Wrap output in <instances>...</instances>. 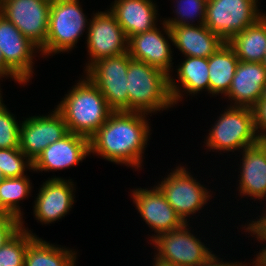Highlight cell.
Here are the masks:
<instances>
[{
  "mask_svg": "<svg viewBox=\"0 0 266 266\" xmlns=\"http://www.w3.org/2000/svg\"><path fill=\"white\" fill-rule=\"evenodd\" d=\"M21 221V229L0 248V266H24L29 243L36 237Z\"/></svg>",
  "mask_w": 266,
  "mask_h": 266,
  "instance_id": "27",
  "label": "cell"
},
{
  "mask_svg": "<svg viewBox=\"0 0 266 266\" xmlns=\"http://www.w3.org/2000/svg\"><path fill=\"white\" fill-rule=\"evenodd\" d=\"M1 98H2V95H1V89H0V110L6 106L4 103H2L3 98L2 99Z\"/></svg>",
  "mask_w": 266,
  "mask_h": 266,
  "instance_id": "38",
  "label": "cell"
},
{
  "mask_svg": "<svg viewBox=\"0 0 266 266\" xmlns=\"http://www.w3.org/2000/svg\"><path fill=\"white\" fill-rule=\"evenodd\" d=\"M157 5L152 0H115L109 11L124 30L127 38L154 29Z\"/></svg>",
  "mask_w": 266,
  "mask_h": 266,
  "instance_id": "20",
  "label": "cell"
},
{
  "mask_svg": "<svg viewBox=\"0 0 266 266\" xmlns=\"http://www.w3.org/2000/svg\"><path fill=\"white\" fill-rule=\"evenodd\" d=\"M87 48L90 60L85 71L97 60L128 52V38L109 11L96 12L90 19L87 30Z\"/></svg>",
  "mask_w": 266,
  "mask_h": 266,
  "instance_id": "13",
  "label": "cell"
},
{
  "mask_svg": "<svg viewBox=\"0 0 266 266\" xmlns=\"http://www.w3.org/2000/svg\"><path fill=\"white\" fill-rule=\"evenodd\" d=\"M88 20L79 0H52L47 40L39 52L44 56L69 52L88 30Z\"/></svg>",
  "mask_w": 266,
  "mask_h": 266,
  "instance_id": "4",
  "label": "cell"
},
{
  "mask_svg": "<svg viewBox=\"0 0 266 266\" xmlns=\"http://www.w3.org/2000/svg\"><path fill=\"white\" fill-rule=\"evenodd\" d=\"M129 111L154 113L174 106L170 94V76L129 55L127 72Z\"/></svg>",
  "mask_w": 266,
  "mask_h": 266,
  "instance_id": "3",
  "label": "cell"
},
{
  "mask_svg": "<svg viewBox=\"0 0 266 266\" xmlns=\"http://www.w3.org/2000/svg\"><path fill=\"white\" fill-rule=\"evenodd\" d=\"M129 52L118 56L101 58L85 72L97 86L113 111H129L127 72Z\"/></svg>",
  "mask_w": 266,
  "mask_h": 266,
  "instance_id": "8",
  "label": "cell"
},
{
  "mask_svg": "<svg viewBox=\"0 0 266 266\" xmlns=\"http://www.w3.org/2000/svg\"><path fill=\"white\" fill-rule=\"evenodd\" d=\"M21 229V220L12 215L0 213V248Z\"/></svg>",
  "mask_w": 266,
  "mask_h": 266,
  "instance_id": "31",
  "label": "cell"
},
{
  "mask_svg": "<svg viewBox=\"0 0 266 266\" xmlns=\"http://www.w3.org/2000/svg\"><path fill=\"white\" fill-rule=\"evenodd\" d=\"M220 114L206 138L207 149L234 152L257 144L258 138L252 108L228 106Z\"/></svg>",
  "mask_w": 266,
  "mask_h": 266,
  "instance_id": "5",
  "label": "cell"
},
{
  "mask_svg": "<svg viewBox=\"0 0 266 266\" xmlns=\"http://www.w3.org/2000/svg\"><path fill=\"white\" fill-rule=\"evenodd\" d=\"M76 252L35 237L28 245L24 266H75Z\"/></svg>",
  "mask_w": 266,
  "mask_h": 266,
  "instance_id": "24",
  "label": "cell"
},
{
  "mask_svg": "<svg viewBox=\"0 0 266 266\" xmlns=\"http://www.w3.org/2000/svg\"><path fill=\"white\" fill-rule=\"evenodd\" d=\"M6 177L2 174L1 170H0V183L5 179Z\"/></svg>",
  "mask_w": 266,
  "mask_h": 266,
  "instance_id": "40",
  "label": "cell"
},
{
  "mask_svg": "<svg viewBox=\"0 0 266 266\" xmlns=\"http://www.w3.org/2000/svg\"><path fill=\"white\" fill-rule=\"evenodd\" d=\"M252 110L256 134L260 140H263L266 137V94Z\"/></svg>",
  "mask_w": 266,
  "mask_h": 266,
  "instance_id": "32",
  "label": "cell"
},
{
  "mask_svg": "<svg viewBox=\"0 0 266 266\" xmlns=\"http://www.w3.org/2000/svg\"><path fill=\"white\" fill-rule=\"evenodd\" d=\"M207 1L208 0H176L177 8L176 6L174 7L176 9V17L165 19L164 22L168 27L193 25L194 20H197V24L202 25L205 22ZM197 18H199V21Z\"/></svg>",
  "mask_w": 266,
  "mask_h": 266,
  "instance_id": "28",
  "label": "cell"
},
{
  "mask_svg": "<svg viewBox=\"0 0 266 266\" xmlns=\"http://www.w3.org/2000/svg\"><path fill=\"white\" fill-rule=\"evenodd\" d=\"M34 205V216L42 224L59 221L72 208L74 184L64 178L53 177L43 182Z\"/></svg>",
  "mask_w": 266,
  "mask_h": 266,
  "instance_id": "17",
  "label": "cell"
},
{
  "mask_svg": "<svg viewBox=\"0 0 266 266\" xmlns=\"http://www.w3.org/2000/svg\"><path fill=\"white\" fill-rule=\"evenodd\" d=\"M145 114L113 111L89 138L90 153L116 164L141 168L143 153L150 138V125Z\"/></svg>",
  "mask_w": 266,
  "mask_h": 266,
  "instance_id": "1",
  "label": "cell"
},
{
  "mask_svg": "<svg viewBox=\"0 0 266 266\" xmlns=\"http://www.w3.org/2000/svg\"><path fill=\"white\" fill-rule=\"evenodd\" d=\"M255 261L251 262L254 266H266V247L256 255Z\"/></svg>",
  "mask_w": 266,
  "mask_h": 266,
  "instance_id": "35",
  "label": "cell"
},
{
  "mask_svg": "<svg viewBox=\"0 0 266 266\" xmlns=\"http://www.w3.org/2000/svg\"><path fill=\"white\" fill-rule=\"evenodd\" d=\"M209 68L208 58L185 57V60L178 66L177 74L179 83L183 87L182 92L188 95L199 93L203 89L209 94Z\"/></svg>",
  "mask_w": 266,
  "mask_h": 266,
  "instance_id": "25",
  "label": "cell"
},
{
  "mask_svg": "<svg viewBox=\"0 0 266 266\" xmlns=\"http://www.w3.org/2000/svg\"><path fill=\"white\" fill-rule=\"evenodd\" d=\"M266 94V70L262 63L239 61L225 95L234 105L253 108Z\"/></svg>",
  "mask_w": 266,
  "mask_h": 266,
  "instance_id": "18",
  "label": "cell"
},
{
  "mask_svg": "<svg viewBox=\"0 0 266 266\" xmlns=\"http://www.w3.org/2000/svg\"><path fill=\"white\" fill-rule=\"evenodd\" d=\"M5 77V62L2 51L0 50V78Z\"/></svg>",
  "mask_w": 266,
  "mask_h": 266,
  "instance_id": "36",
  "label": "cell"
},
{
  "mask_svg": "<svg viewBox=\"0 0 266 266\" xmlns=\"http://www.w3.org/2000/svg\"><path fill=\"white\" fill-rule=\"evenodd\" d=\"M223 259L220 261V258L217 256H215V254L213 253L205 262H203L202 264L198 265V266H248L247 264H242L239 262H222ZM239 263V264H238Z\"/></svg>",
  "mask_w": 266,
  "mask_h": 266,
  "instance_id": "34",
  "label": "cell"
},
{
  "mask_svg": "<svg viewBox=\"0 0 266 266\" xmlns=\"http://www.w3.org/2000/svg\"><path fill=\"white\" fill-rule=\"evenodd\" d=\"M258 0H208L204 25L224 42L256 23L261 13Z\"/></svg>",
  "mask_w": 266,
  "mask_h": 266,
  "instance_id": "6",
  "label": "cell"
},
{
  "mask_svg": "<svg viewBox=\"0 0 266 266\" xmlns=\"http://www.w3.org/2000/svg\"><path fill=\"white\" fill-rule=\"evenodd\" d=\"M153 259L155 260L154 263H153V266H176V265H174L172 263H167L165 261H162L159 258H157L156 256H154Z\"/></svg>",
  "mask_w": 266,
  "mask_h": 266,
  "instance_id": "37",
  "label": "cell"
},
{
  "mask_svg": "<svg viewBox=\"0 0 266 266\" xmlns=\"http://www.w3.org/2000/svg\"><path fill=\"white\" fill-rule=\"evenodd\" d=\"M28 168L32 170L33 162L19 148L0 149V170L6 178L26 176Z\"/></svg>",
  "mask_w": 266,
  "mask_h": 266,
  "instance_id": "29",
  "label": "cell"
},
{
  "mask_svg": "<svg viewBox=\"0 0 266 266\" xmlns=\"http://www.w3.org/2000/svg\"><path fill=\"white\" fill-rule=\"evenodd\" d=\"M259 219L256 221L250 222L248 225H245L243 228H246V232H250L254 237L256 236L257 240L260 242L266 241V209L263 211ZM248 226V227H246ZM256 234V235H255Z\"/></svg>",
  "mask_w": 266,
  "mask_h": 266,
  "instance_id": "33",
  "label": "cell"
},
{
  "mask_svg": "<svg viewBox=\"0 0 266 266\" xmlns=\"http://www.w3.org/2000/svg\"><path fill=\"white\" fill-rule=\"evenodd\" d=\"M188 222L168 232H162L151 241L155 255L162 261L176 266H198L205 262L213 253L204 243L191 233Z\"/></svg>",
  "mask_w": 266,
  "mask_h": 266,
  "instance_id": "9",
  "label": "cell"
},
{
  "mask_svg": "<svg viewBox=\"0 0 266 266\" xmlns=\"http://www.w3.org/2000/svg\"><path fill=\"white\" fill-rule=\"evenodd\" d=\"M262 141L266 144V137Z\"/></svg>",
  "mask_w": 266,
  "mask_h": 266,
  "instance_id": "41",
  "label": "cell"
},
{
  "mask_svg": "<svg viewBox=\"0 0 266 266\" xmlns=\"http://www.w3.org/2000/svg\"><path fill=\"white\" fill-rule=\"evenodd\" d=\"M227 43L239 61L262 63L266 50V14Z\"/></svg>",
  "mask_w": 266,
  "mask_h": 266,
  "instance_id": "22",
  "label": "cell"
},
{
  "mask_svg": "<svg viewBox=\"0 0 266 266\" xmlns=\"http://www.w3.org/2000/svg\"><path fill=\"white\" fill-rule=\"evenodd\" d=\"M90 155L89 138L69 132L51 143L33 162V171H59L78 165Z\"/></svg>",
  "mask_w": 266,
  "mask_h": 266,
  "instance_id": "16",
  "label": "cell"
},
{
  "mask_svg": "<svg viewBox=\"0 0 266 266\" xmlns=\"http://www.w3.org/2000/svg\"><path fill=\"white\" fill-rule=\"evenodd\" d=\"M239 192L253 199H266V144H257L242 151Z\"/></svg>",
  "mask_w": 266,
  "mask_h": 266,
  "instance_id": "19",
  "label": "cell"
},
{
  "mask_svg": "<svg viewBox=\"0 0 266 266\" xmlns=\"http://www.w3.org/2000/svg\"><path fill=\"white\" fill-rule=\"evenodd\" d=\"M0 50L5 62V78L10 76L15 82L26 85L33 77V55L40 50L1 14Z\"/></svg>",
  "mask_w": 266,
  "mask_h": 266,
  "instance_id": "10",
  "label": "cell"
},
{
  "mask_svg": "<svg viewBox=\"0 0 266 266\" xmlns=\"http://www.w3.org/2000/svg\"><path fill=\"white\" fill-rule=\"evenodd\" d=\"M71 88L55 109L62 115L69 132L90 138L113 110L88 76Z\"/></svg>",
  "mask_w": 266,
  "mask_h": 266,
  "instance_id": "2",
  "label": "cell"
},
{
  "mask_svg": "<svg viewBox=\"0 0 266 266\" xmlns=\"http://www.w3.org/2000/svg\"><path fill=\"white\" fill-rule=\"evenodd\" d=\"M163 35L160 28L155 27L149 31L135 34L128 40V52L132 59L143 61L148 65L160 69L170 76V94L173 104L182 101L181 87L176 85L175 79L171 78L170 69H173L172 49L168 39L173 42L172 33L167 24L163 21ZM168 37V38H165Z\"/></svg>",
  "mask_w": 266,
  "mask_h": 266,
  "instance_id": "7",
  "label": "cell"
},
{
  "mask_svg": "<svg viewBox=\"0 0 266 266\" xmlns=\"http://www.w3.org/2000/svg\"><path fill=\"white\" fill-rule=\"evenodd\" d=\"M27 176L5 178L0 183V213L23 220L19 201L29 196L32 190Z\"/></svg>",
  "mask_w": 266,
  "mask_h": 266,
  "instance_id": "26",
  "label": "cell"
},
{
  "mask_svg": "<svg viewBox=\"0 0 266 266\" xmlns=\"http://www.w3.org/2000/svg\"><path fill=\"white\" fill-rule=\"evenodd\" d=\"M68 133L67 125L56 109L48 116H31L20 126L19 149L34 162L46 147Z\"/></svg>",
  "mask_w": 266,
  "mask_h": 266,
  "instance_id": "14",
  "label": "cell"
},
{
  "mask_svg": "<svg viewBox=\"0 0 266 266\" xmlns=\"http://www.w3.org/2000/svg\"><path fill=\"white\" fill-rule=\"evenodd\" d=\"M180 165L159 182L158 188L165 195L167 202L187 223V217L195 214L207 204L210 192Z\"/></svg>",
  "mask_w": 266,
  "mask_h": 266,
  "instance_id": "11",
  "label": "cell"
},
{
  "mask_svg": "<svg viewBox=\"0 0 266 266\" xmlns=\"http://www.w3.org/2000/svg\"><path fill=\"white\" fill-rule=\"evenodd\" d=\"M262 64L264 65L265 70H266V50H265V54H264V57H263Z\"/></svg>",
  "mask_w": 266,
  "mask_h": 266,
  "instance_id": "39",
  "label": "cell"
},
{
  "mask_svg": "<svg viewBox=\"0 0 266 266\" xmlns=\"http://www.w3.org/2000/svg\"><path fill=\"white\" fill-rule=\"evenodd\" d=\"M132 192L136 209L146 224L156 233L150 236V241L158 234L177 229L185 223L167 202L157 185L149 190L136 188Z\"/></svg>",
  "mask_w": 266,
  "mask_h": 266,
  "instance_id": "15",
  "label": "cell"
},
{
  "mask_svg": "<svg viewBox=\"0 0 266 266\" xmlns=\"http://www.w3.org/2000/svg\"><path fill=\"white\" fill-rule=\"evenodd\" d=\"M173 42L184 57L209 58L225 42L211 32L204 24L202 25H178L169 27Z\"/></svg>",
  "mask_w": 266,
  "mask_h": 266,
  "instance_id": "21",
  "label": "cell"
},
{
  "mask_svg": "<svg viewBox=\"0 0 266 266\" xmlns=\"http://www.w3.org/2000/svg\"><path fill=\"white\" fill-rule=\"evenodd\" d=\"M238 63L234 50L226 42L208 58L210 94L228 93Z\"/></svg>",
  "mask_w": 266,
  "mask_h": 266,
  "instance_id": "23",
  "label": "cell"
},
{
  "mask_svg": "<svg viewBox=\"0 0 266 266\" xmlns=\"http://www.w3.org/2000/svg\"><path fill=\"white\" fill-rule=\"evenodd\" d=\"M52 0H0V14L39 49L46 43Z\"/></svg>",
  "mask_w": 266,
  "mask_h": 266,
  "instance_id": "12",
  "label": "cell"
},
{
  "mask_svg": "<svg viewBox=\"0 0 266 266\" xmlns=\"http://www.w3.org/2000/svg\"><path fill=\"white\" fill-rule=\"evenodd\" d=\"M6 107L0 110V149L19 148L21 123Z\"/></svg>",
  "mask_w": 266,
  "mask_h": 266,
  "instance_id": "30",
  "label": "cell"
}]
</instances>
